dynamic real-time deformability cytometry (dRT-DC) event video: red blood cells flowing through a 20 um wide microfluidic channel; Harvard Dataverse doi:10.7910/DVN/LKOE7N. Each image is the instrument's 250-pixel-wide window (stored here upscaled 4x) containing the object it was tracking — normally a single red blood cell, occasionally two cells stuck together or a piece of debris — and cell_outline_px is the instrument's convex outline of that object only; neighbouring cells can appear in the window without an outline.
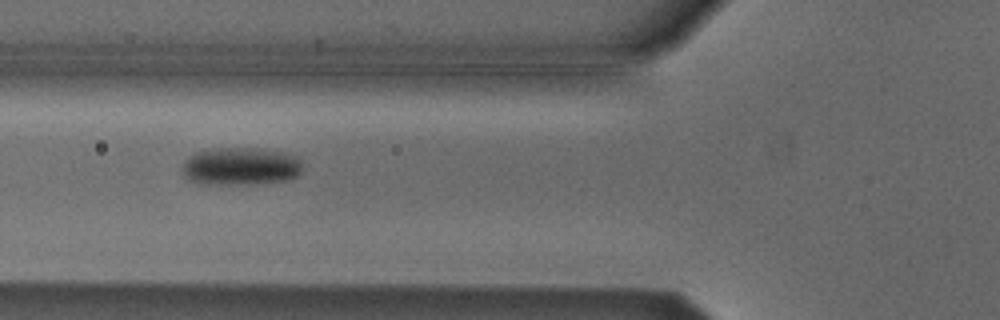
{"species": "Egyptian fruit bat (a non-hibernating species)", "species_latin": "Rousettus aegyptiacus", "temperature_condition": "cold", "stored_images_in_passage": 4, "camera_frame_rate_fps": 3000, "um_per_image_px": 0.085, "animal": {"sex": "male"}, "frame": {"image": 1, "passage_image": 2, "time_ms": 0.333, "image_size_px": [1000, 320], "cell_outline_px": [[300, 172], [296, 176], [288, 180], [248, 184], [200, 184], [188, 180], [184, 176], [180, 164], [188, 156], [196, 152], [216, 148], [256, 148], [284, 152], [296, 156], [300, 160]], "centroid_in_image_um": [20.39, 14.14], "position_along_channel_um": 105.4, "area_um2": 26.7}}
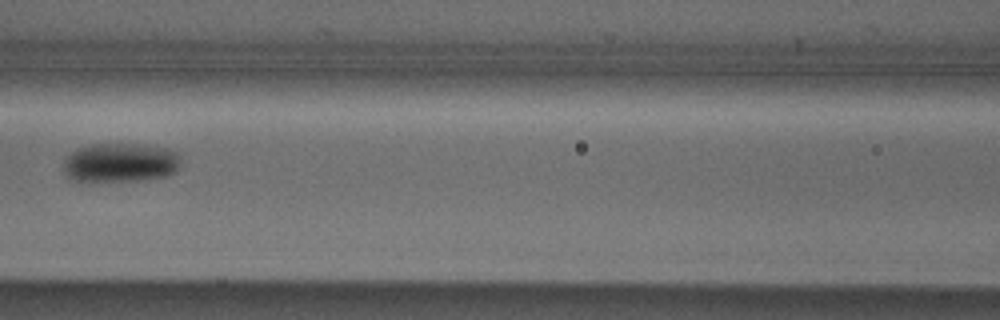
{"frame": {"image": 2, "passage_image": 3, "time_ms": 0.667, "image_size_px": [1000, 320], "cell_outline_px": [[180, 164], [176, 172], [168, 176], [140, 180], [72, 180], [68, 176], [64, 168], [64, 160], [72, 152], [80, 148], [92, 144], [152, 144], [168, 148], [180, 152]], "centroid_in_image_um": [10.33, 13.79], "position_along_channel_um": 156.3, "area_um2": 26.82}}
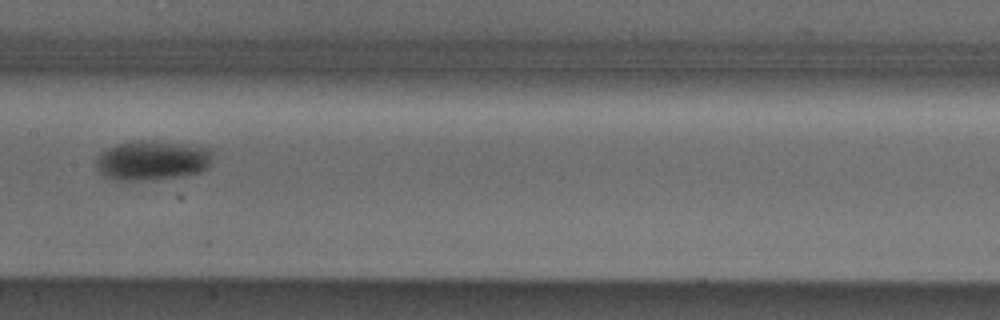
{"frame": {"image": 3, "passage_image": 4, "time_ms": 1.0, "image_size_px": [1000, 320], "cell_outline_px": [[212, 160], [208, 168], [200, 172], [184, 176], [136, 180], [116, 180], [104, 176], [96, 168], [96, 160], [100, 152], [116, 144], [136, 140], [144, 140], [200, 144], [208, 148], [212, 152]], "centroid_in_image_um": [12.98, 13.6], "position_along_channel_um": 194.4, "area_um2": 27.34}}